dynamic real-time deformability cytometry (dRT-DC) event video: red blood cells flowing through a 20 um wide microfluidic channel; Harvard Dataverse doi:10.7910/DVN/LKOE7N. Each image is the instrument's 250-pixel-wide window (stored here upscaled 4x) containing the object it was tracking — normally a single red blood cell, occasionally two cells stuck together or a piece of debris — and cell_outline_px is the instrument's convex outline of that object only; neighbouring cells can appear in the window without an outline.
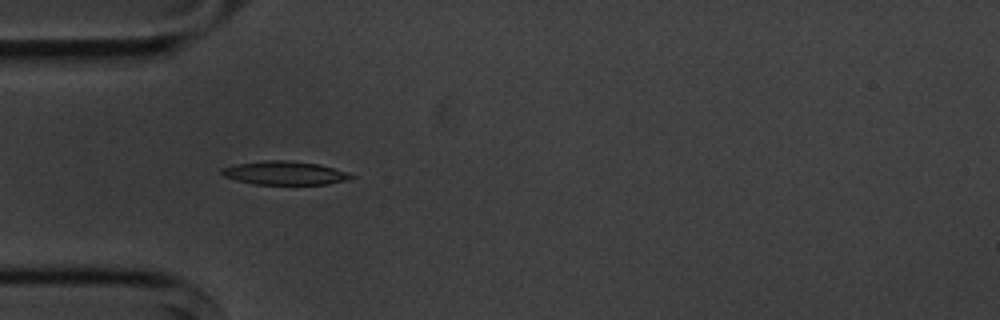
{"species": "common noctule bat (a hibernating species)", "species_latin": "Nyctalus noctula", "temperature_condition": "cold", "stored_images_in_passage": 2, "camera_frame_rate_fps": 3000, "um_per_image_px": 0.085, "animal": {"sex": "male", "body_mass_g": 20.1, "forearm_length_mm": 53.5}, "frame": {"image": 1, "passage_image": 1, "time_ms": 0.0, "image_size_px": [1000, 320], "cell_outline_px": [[356, 176], [348, 180], [328, 184], [256, 184], [236, 180], [224, 176], [220, 172], [220, 168], [236, 164], [264, 160], [288, 160], [320, 164], [348, 172]], "centroid_in_image_um": [24.22, 14.7], "position_along_channel_um": 60.8, "area_um2": 17.86}}
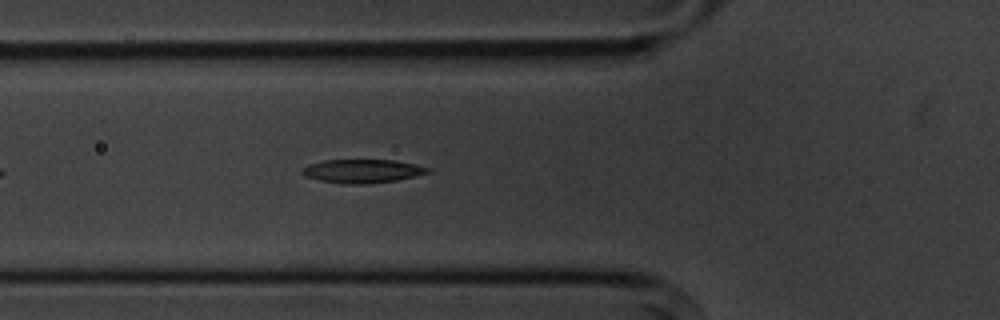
{"frame": {"image": 2, "passage_image": 2, "time_ms": 1.0, "image_size_px": [1000, 320], "cell_outline_px": [[432, 172], [396, 180], [368, 184], [344, 184], [320, 180], [304, 176], [300, 172], [300, 168], [308, 164], [324, 160], [392, 160], [416, 164], [432, 168]], "centroid_in_image_um": [30.79, 14.54], "position_along_channel_um": 95.0, "area_um2": 17.46}}